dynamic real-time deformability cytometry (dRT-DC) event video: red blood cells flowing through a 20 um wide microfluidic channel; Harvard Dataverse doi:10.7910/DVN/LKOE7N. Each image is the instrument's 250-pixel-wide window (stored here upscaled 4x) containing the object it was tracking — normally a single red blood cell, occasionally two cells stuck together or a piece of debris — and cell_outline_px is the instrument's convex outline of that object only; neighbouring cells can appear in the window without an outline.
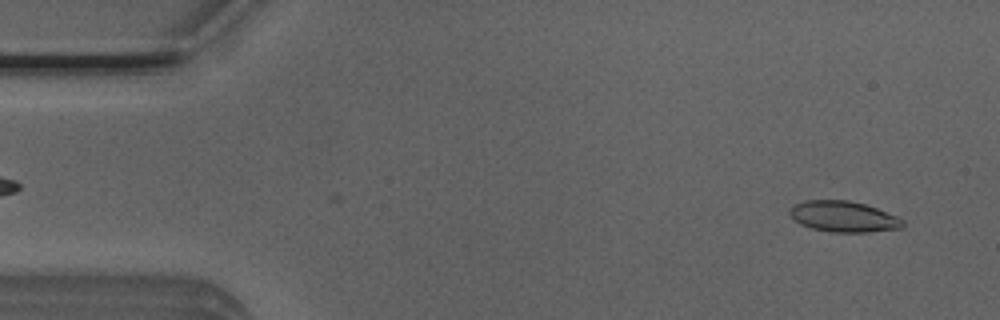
{"species": "Egyptian fruit bat (a non-hibernating species)", "species_latin": "Rousettus aegyptiacus", "temperature_condition": "room temperature", "stored_images_in_passage": 48, "camera_frame_rate_fps": 3000, "um_per_image_px": 0.085, "animal": {"sex": "male"}, "frame": {"image": 1, "passage_image": 3, "time_ms": 0.667, "image_size_px": [1000, 320], "cell_outline_px": [[904, 228], [868, 232], [832, 232], [812, 228], [800, 224], [788, 212], [788, 208], [804, 200], [848, 200], [864, 204], [876, 208], [896, 216], [904, 220]], "centroid_in_image_um": [71.7, 18.41], "position_along_channel_um": 13.3, "area_um2": 20.29}}
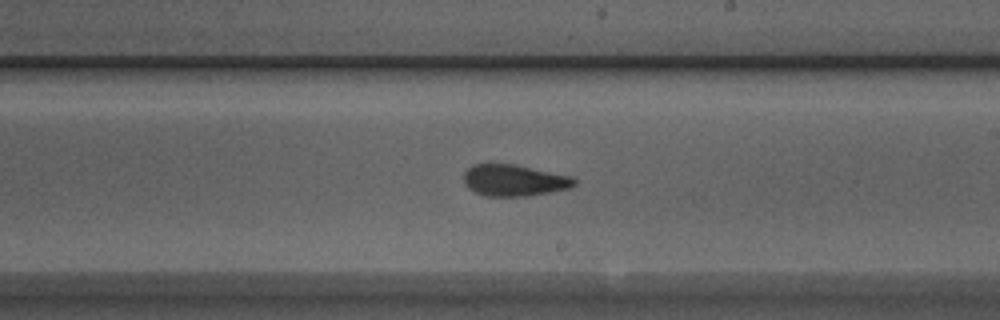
{"frame": {"image": 2, "passage_image": 29, "time_ms": 9.333, "image_size_px": [1000, 320], "cell_outline_px": [[576, 184], [568, 188], [528, 196], [484, 196], [468, 188], [464, 184], [464, 172], [472, 164], [516, 164], [572, 176], [576, 180]], "centroid_in_image_um": [43.68, 15.32], "position_along_channel_um": 245.3, "area_um2": 20.35}}
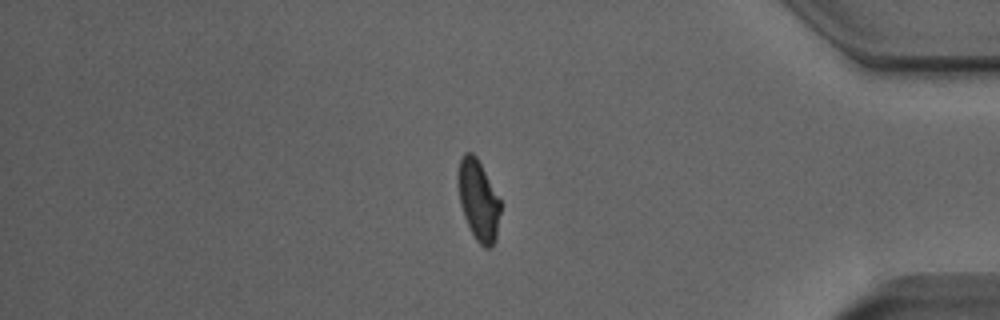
{"frame": {"image": 3, "passage_image": 43, "time_ms": 14.0, "image_size_px": [1000, 320], "cell_outline_px": [[504, 204], [496, 240], [492, 248], [484, 248], [476, 240], [464, 216], [460, 204], [456, 176], [460, 160], [464, 152], [472, 152], [476, 156]], "centroid_in_image_um": [40.71, 17.03], "position_along_channel_um": 394.5, "area_um2": 20.63}, "authors_computed_cell_mechanics": {"area_um2": 20.5479, "velocity_mm_per_s": 3.924, "shape_relaxation_time_tau1_ms": 9.137, "shape_relaxation_time_tau2_ms": 2.0084, "deformation_change_tau1": 0.2116, "deformation_change_tau2": 0.0972}}